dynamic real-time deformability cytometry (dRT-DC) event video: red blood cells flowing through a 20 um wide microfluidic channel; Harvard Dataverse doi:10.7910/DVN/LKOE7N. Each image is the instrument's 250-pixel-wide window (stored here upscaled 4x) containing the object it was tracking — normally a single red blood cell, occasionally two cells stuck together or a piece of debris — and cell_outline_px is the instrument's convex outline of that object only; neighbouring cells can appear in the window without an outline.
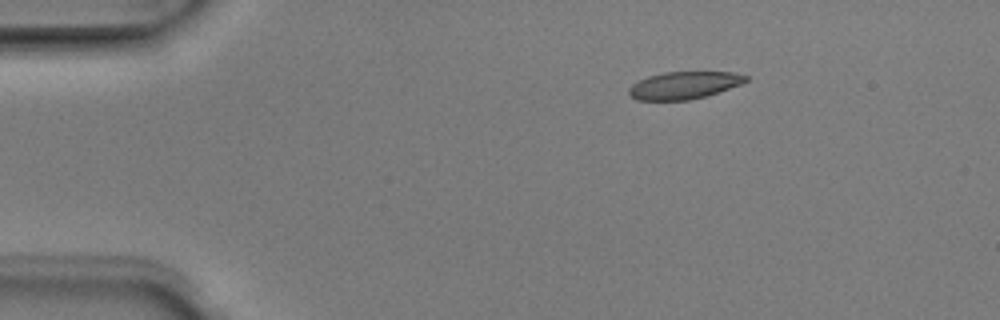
{"species": "Egyptian fruit bat (a non-hibernating species)", "species_latin": "Rousettus aegyptiacus", "temperature_condition": "room temperature", "stored_images_in_passage": 3, "camera_frame_rate_fps": 3000, "um_per_image_px": 0.085, "animal": {"sex": "male"}, "frame": {"image": 1, "passage_image": 2, "time_ms": 0.333, "image_size_px": [1000, 320], "cell_outline_px": [[748, 80], [740, 84], [708, 96], [688, 100], [636, 100], [628, 92], [628, 88], [632, 84], [648, 76], [664, 72], [732, 72], [748, 76]], "centroid_in_image_um": [58.14, 7.25], "position_along_channel_um": 26.9, "area_um2": 18.61}}